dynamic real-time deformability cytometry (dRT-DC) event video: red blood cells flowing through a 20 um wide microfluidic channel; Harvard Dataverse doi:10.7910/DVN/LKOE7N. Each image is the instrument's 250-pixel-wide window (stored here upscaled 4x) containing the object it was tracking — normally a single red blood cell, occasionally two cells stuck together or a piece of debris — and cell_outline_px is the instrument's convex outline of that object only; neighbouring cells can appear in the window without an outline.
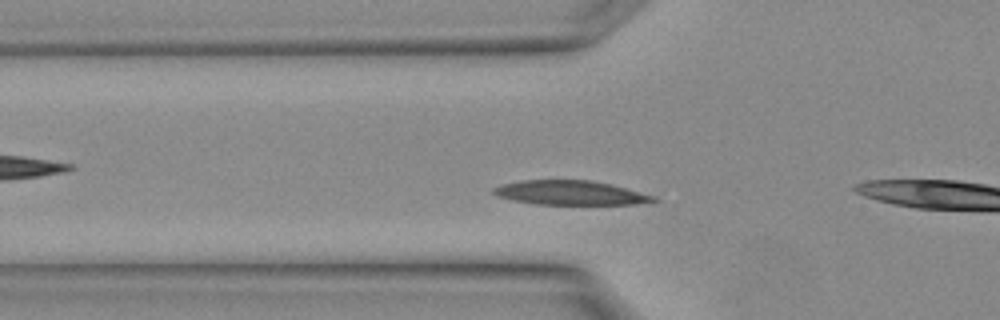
{"species": "Egyptian fruit bat (a non-hibernating species)", "species_latin": "Rousettus aegyptiacus", "temperature_condition": "warm", "stored_images_in_passage": 5, "camera_frame_rate_fps": 3000, "um_per_image_px": 0.085, "animal": {"sex": "female"}, "frame": {"image": 1, "passage_image": 4, "time_ms": 1.0, "image_size_px": [1000, 320], "cell_outline_px": [[660, 200], [636, 204], [536, 204], [512, 200], [496, 196], [492, 192], [492, 188], [500, 184], [520, 180], [592, 180], [656, 196]], "centroid_in_image_um": [48.42, 16.38], "position_along_channel_um": 77.4, "area_um2": 22.6}}